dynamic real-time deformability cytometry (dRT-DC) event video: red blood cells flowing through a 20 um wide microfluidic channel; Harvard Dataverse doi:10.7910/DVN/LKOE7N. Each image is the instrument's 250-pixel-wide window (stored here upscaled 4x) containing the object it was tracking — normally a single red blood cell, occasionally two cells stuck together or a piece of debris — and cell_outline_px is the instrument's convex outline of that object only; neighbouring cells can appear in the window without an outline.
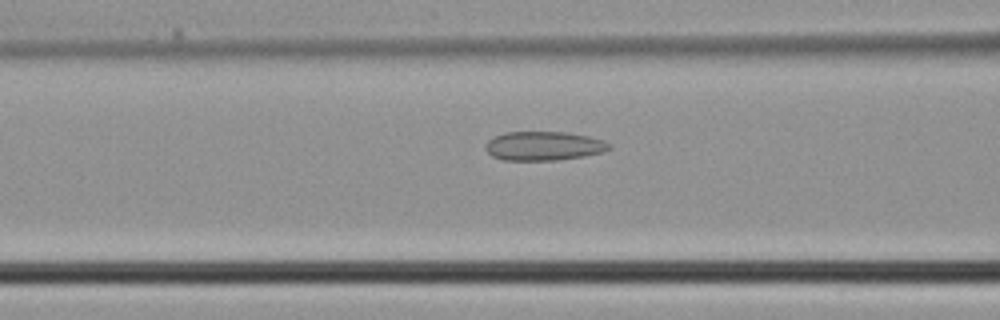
{"species": "common noctule bat (a hibernating species)", "species_latin": "Nyctalus noctula", "temperature_condition": "cold", "stored_images_in_passage": 4, "camera_frame_rate_fps": 3000, "um_per_image_px": 0.085, "animal": {"sex": "male", "body_mass_g": 21.5, "forearm_length_mm": 52.0}, "frame": {"image": 1, "passage_image": 4, "time_ms": 1.0, "image_size_px": [1000, 320], "cell_outline_px": [[612, 148], [604, 152], [584, 156], [556, 160], [504, 160], [492, 156], [484, 148], [484, 144], [488, 140], [504, 132], [568, 132], [588, 136], [604, 140], [612, 144]], "centroid_in_image_um": [46.24, 12.4], "position_along_channel_um": 120.4, "area_um2": 21.1}}